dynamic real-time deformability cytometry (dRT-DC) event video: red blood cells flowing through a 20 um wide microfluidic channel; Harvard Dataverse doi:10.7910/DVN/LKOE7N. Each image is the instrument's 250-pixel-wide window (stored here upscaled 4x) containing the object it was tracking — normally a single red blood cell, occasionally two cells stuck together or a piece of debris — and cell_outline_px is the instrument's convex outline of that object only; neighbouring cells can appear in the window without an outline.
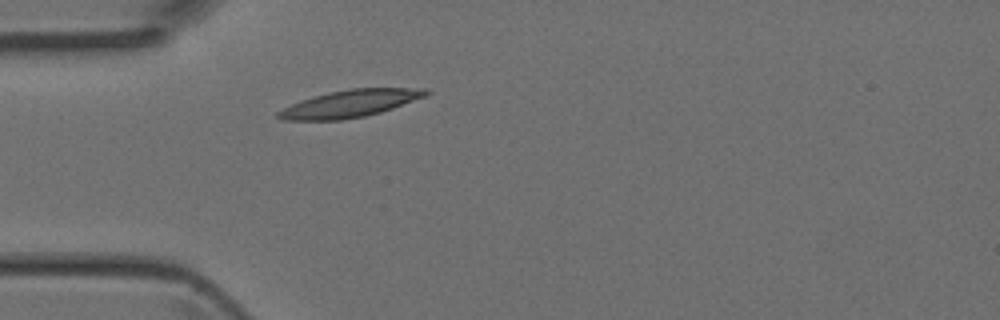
{"species": "Egyptian fruit bat (a non-hibernating species)", "species_latin": "Rousettus aegyptiacus", "temperature_condition": "room temperature", "stored_images_in_passage": 2, "camera_frame_rate_fps": 3000, "um_per_image_px": 0.085, "animal": {"sex": "female"}, "frame": {"image": 1, "passage_image": 2, "time_ms": 0.333, "image_size_px": [1000, 320], "cell_outline_px": [[432, 92], [428, 96], [380, 112], [364, 116], [340, 120], [284, 120], [276, 116], [276, 112], [300, 100], [312, 96], [328, 92], [348, 88], [428, 88]], "centroid_in_image_um": [29.79, 8.79], "position_along_channel_um": 55.2, "area_um2": 23.58}}